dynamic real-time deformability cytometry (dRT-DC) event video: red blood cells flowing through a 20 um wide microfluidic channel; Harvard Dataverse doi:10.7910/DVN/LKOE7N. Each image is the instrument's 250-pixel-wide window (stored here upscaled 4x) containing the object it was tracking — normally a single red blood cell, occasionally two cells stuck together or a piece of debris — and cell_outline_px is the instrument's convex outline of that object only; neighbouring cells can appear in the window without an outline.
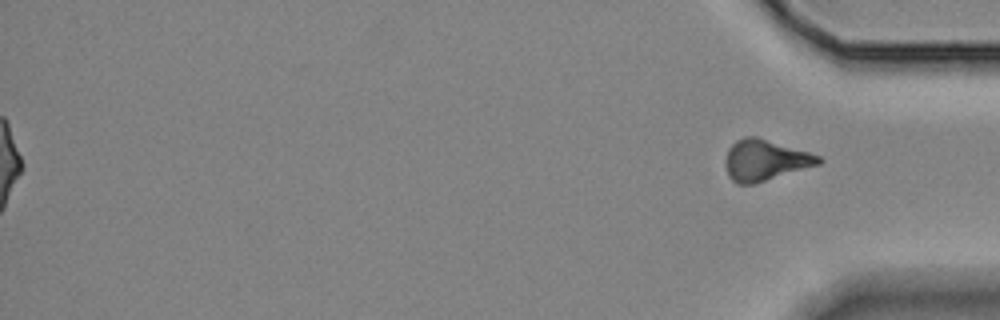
{"species": "Egyptian fruit bat (a non-hibernating species)", "species_latin": "Rousettus aegyptiacus", "temperature_condition": "room temperature", "stored_images_in_passage": 44, "segment_of_instrument_passage": [2, 2], "camera_frame_rate_fps": 3000, "um_per_image_px": 0.085, "animal": {"sex": "female"}, "frame": {"image": 1, "passage_image": 44, "time_ms": 14.333, "image_size_px": [1000, 320], "cell_outline_px": [[824, 160], [820, 164], [752, 184], [736, 184], [728, 176], [728, 148], [736, 140], [744, 136], [756, 136], [808, 152], [820, 156]], "centroid_in_image_um": [65.05, 13.6], "position_along_channel_um": 370.1, "area_um2": 21.73}}